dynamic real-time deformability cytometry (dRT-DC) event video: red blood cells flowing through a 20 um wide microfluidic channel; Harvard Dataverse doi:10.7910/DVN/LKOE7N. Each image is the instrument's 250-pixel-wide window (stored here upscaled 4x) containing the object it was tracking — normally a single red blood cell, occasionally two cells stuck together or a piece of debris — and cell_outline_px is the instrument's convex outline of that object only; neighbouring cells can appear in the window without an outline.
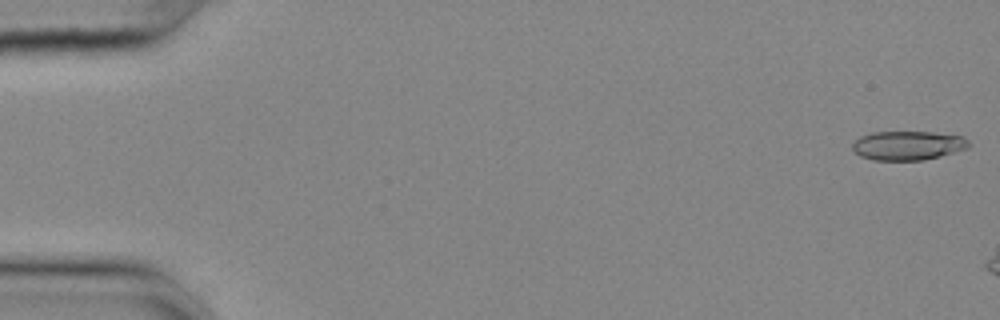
{"species": "common noctule bat (a hibernating species)", "species_latin": "Nyctalus noctula", "temperature_condition": "cold", "stored_images_in_passage": 10, "camera_frame_rate_fps": 3000, "um_per_image_px": 0.085, "animal": {"sex": "female", "body_mass_g": 25.1}, "frame": {"image": 1, "passage_image": 1, "time_ms": 0.0, "image_size_px": [1000, 320], "cell_outline_px": [[972, 144], [968, 148], [924, 160], [872, 160], [860, 156], [852, 148], [852, 144], [860, 136], [872, 132], [932, 132], [964, 136]], "centroid_in_image_um": [77.18, 12.36], "position_along_channel_um": 7.8, "area_um2": 19.77}}